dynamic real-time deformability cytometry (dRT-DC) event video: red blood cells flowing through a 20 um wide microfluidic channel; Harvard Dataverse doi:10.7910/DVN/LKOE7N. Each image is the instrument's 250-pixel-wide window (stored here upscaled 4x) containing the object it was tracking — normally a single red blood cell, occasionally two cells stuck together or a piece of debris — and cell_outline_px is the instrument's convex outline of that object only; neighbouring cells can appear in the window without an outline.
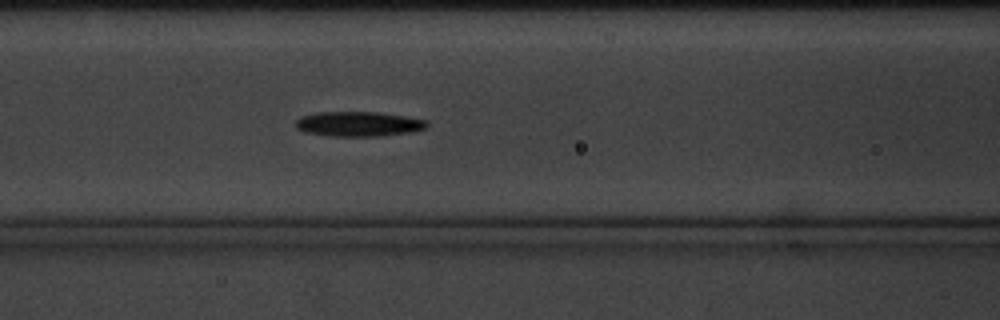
{"species": "common noctule bat (a hibernating species)", "species_latin": "Nyctalus noctula", "temperature_condition": "cold", "stored_images_in_passage": 43, "camera_frame_rate_fps": 3000, "um_per_image_px": 0.085, "animal": {"sex": "male", "body_mass_g": 20.1, "forearm_length_mm": 53.5}, "frame": {"image": 1, "passage_image": 7, "time_ms": 2.0, "image_size_px": [1000, 320], "cell_outline_px": [[428, 124], [424, 128], [408, 132], [380, 136], [328, 136], [304, 132], [296, 128], [296, 120], [300, 116], [316, 112], [376, 112], [404, 116], [428, 120]], "centroid_in_image_um": [30.42, 10.53], "position_along_channel_um": 136.2, "area_um2": 18.96}}
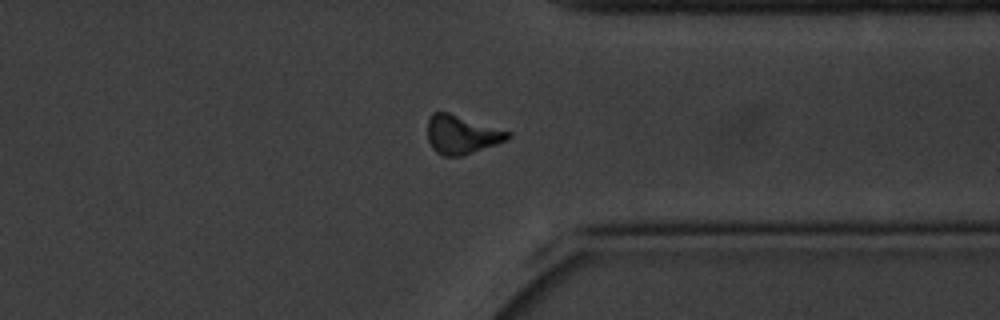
{"frame": {"image": 2, "passage_image": 29, "time_ms": 9.333, "image_size_px": [1000, 320], "cell_outline_px": [[512, 136], [508, 140], [460, 156], [444, 156], [436, 152], [432, 148], [428, 140], [428, 120], [432, 112], [448, 112], [512, 132]], "centroid_in_image_um": [39.25, 11.43], "position_along_channel_um": 372.2, "area_um2": 18.03}}
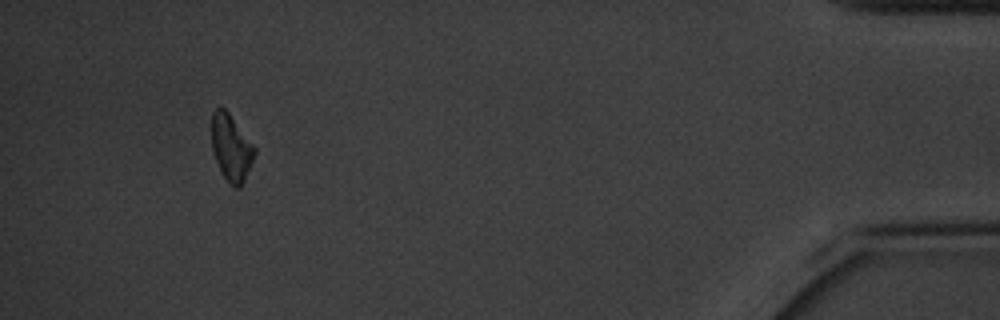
{"frame": {"image": 3, "passage_image": 39, "time_ms": 12.667, "image_size_px": [1000, 320], "cell_outline_px": [[256, 152], [244, 180], [240, 188], [236, 188], [228, 184], [216, 160], [212, 148], [212, 112], [216, 108], [224, 108], [228, 112], [256, 148]], "centroid_in_image_um": [19.65, 12.56], "position_along_channel_um": 415.5, "area_um2": 16.36}, "authors_computed_cell_mechanics": {"area_um2": 17.7446, "velocity_mm_per_s": 3.2591, "shape_relaxation_time_tau1_ms": 2.6372, "shape_relaxation_time_tau2_ms": null, "deformation_change_tau1": 0.1267, "deformation_change_tau2": null}}